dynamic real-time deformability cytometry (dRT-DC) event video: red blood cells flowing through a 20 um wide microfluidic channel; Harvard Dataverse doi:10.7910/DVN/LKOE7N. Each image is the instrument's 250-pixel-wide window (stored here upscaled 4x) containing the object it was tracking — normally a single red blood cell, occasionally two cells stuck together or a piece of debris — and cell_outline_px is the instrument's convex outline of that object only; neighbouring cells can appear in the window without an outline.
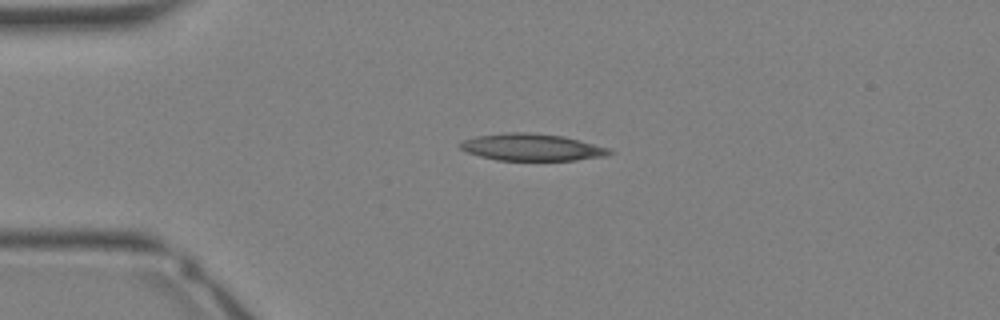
{"species": "Egyptian fruit bat (a non-hibernating species)", "species_latin": "Rousettus aegyptiacus", "temperature_condition": "warm", "stored_images_in_passage": 28, "camera_frame_rate_fps": 3000, "um_per_image_px": 0.085, "animal": {"sex": "female"}, "frame": {"image": 1, "passage_image": 1, "time_ms": 0.0, "image_size_px": [1000, 320], "cell_outline_px": [[616, 152], [608, 156], [576, 160], [496, 160], [480, 156], [468, 152], [460, 148], [460, 144], [464, 140], [476, 136], [508, 132], [528, 132], [564, 136], [580, 140], [608, 148]], "centroid_in_image_um": [45.25, 12.51], "position_along_channel_um": 39.7, "area_um2": 23.47}}
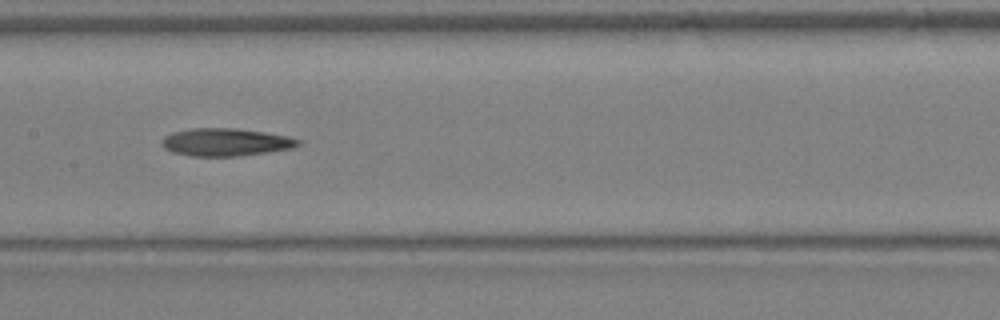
{"frame": {"image": 2, "passage_image": 10, "time_ms": 3.0, "image_size_px": [1000, 320], "cell_outline_px": [[300, 144], [292, 148], [236, 156], [192, 156], [172, 152], [164, 148], [160, 144], [160, 140], [164, 136], [172, 132], [188, 128], [236, 128], [264, 132], [288, 136], [300, 140]], "centroid_in_image_um": [19.11, 12.07], "position_along_channel_um": 188.3, "area_um2": 22.02}}
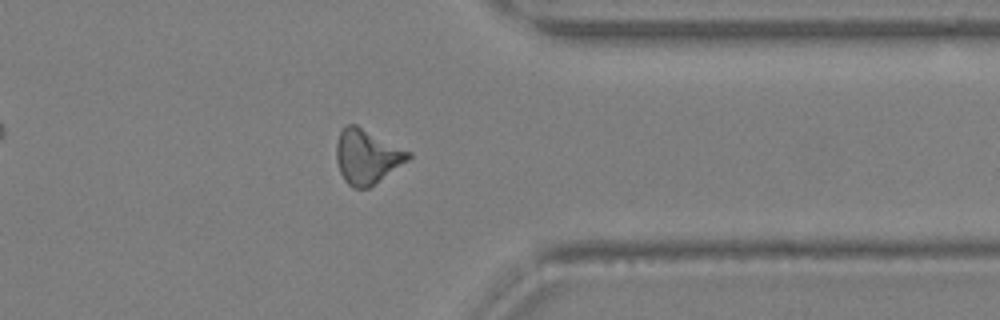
{"frame": {"image": 3, "passage_image": 20, "time_ms": 6.333, "image_size_px": [1000, 320], "cell_outline_px": [[412, 156], [408, 160], [368, 188], [352, 188], [344, 180], [340, 172], [336, 160], [336, 144], [340, 132], [344, 124], [356, 124], [412, 152]], "centroid_in_image_um": [31.17, 13.28], "position_along_channel_um": 380.2, "area_um2": 22.83}}